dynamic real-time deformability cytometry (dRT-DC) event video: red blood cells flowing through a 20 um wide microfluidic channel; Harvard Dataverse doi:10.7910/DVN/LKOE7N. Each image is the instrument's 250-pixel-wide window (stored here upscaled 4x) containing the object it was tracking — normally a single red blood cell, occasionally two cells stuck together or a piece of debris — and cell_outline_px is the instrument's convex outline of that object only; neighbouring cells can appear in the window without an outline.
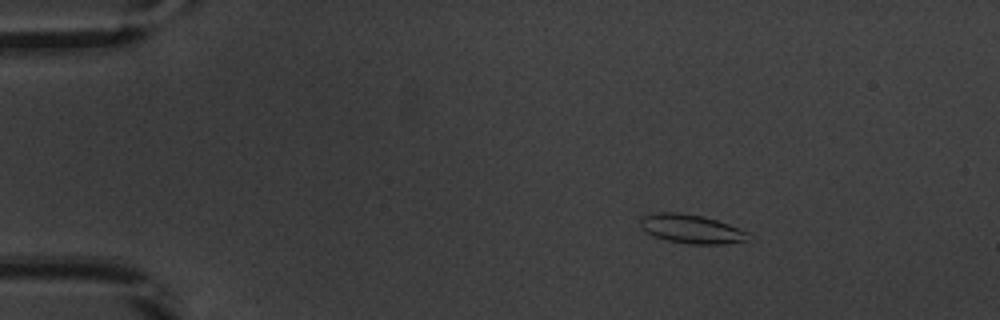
{"species": "common noctule bat (a hibernating species)", "species_latin": "Nyctalus noctula", "temperature_condition": "warm", "stored_images_in_passage": 7, "camera_frame_rate_fps": 3000, "um_per_image_px": 0.085, "animal": {"sex": "male", "body_mass_g": 20.1, "forearm_length_mm": 53.5}, "frame": {"image": 1, "passage_image": 1, "time_ms": 0.0, "image_size_px": [1000, 320], "cell_outline_px": [[752, 240], [720, 244], [688, 244], [668, 240], [656, 236], [640, 228], [640, 220], [644, 216], [652, 212], [680, 212], [704, 216], [728, 224], [748, 232], [752, 236]], "centroid_in_image_um": [58.8, 19.45], "position_along_channel_um": 26.2, "area_um2": 18.26}}